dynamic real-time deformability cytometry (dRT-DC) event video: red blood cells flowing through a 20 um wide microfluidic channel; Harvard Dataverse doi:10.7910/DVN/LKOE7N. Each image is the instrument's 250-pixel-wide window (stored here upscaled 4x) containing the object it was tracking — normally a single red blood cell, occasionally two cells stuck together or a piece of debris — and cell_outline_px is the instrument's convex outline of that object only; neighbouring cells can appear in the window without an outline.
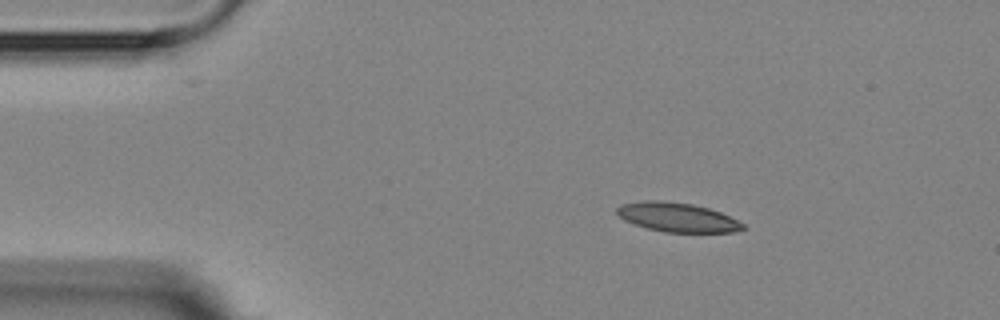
{"species": "Egyptian fruit bat (a non-hibernating species)", "species_latin": "Rousettus aegyptiacus", "temperature_condition": "room temperature", "stored_images_in_passage": 2, "camera_frame_rate_fps": 3000, "um_per_image_px": 0.085, "animal": {"sex": "female"}, "frame": {"image": 1, "passage_image": 1, "time_ms": 0.0, "image_size_px": [1000, 320], "cell_outline_px": [[748, 228], [736, 232], [664, 232], [632, 224], [624, 220], [616, 212], [616, 208], [620, 204], [644, 200], [660, 200], [692, 204], [708, 208], [720, 212], [744, 224]], "centroid_in_image_um": [57.56, 18.47], "position_along_channel_um": 27.4, "area_um2": 21.5}}